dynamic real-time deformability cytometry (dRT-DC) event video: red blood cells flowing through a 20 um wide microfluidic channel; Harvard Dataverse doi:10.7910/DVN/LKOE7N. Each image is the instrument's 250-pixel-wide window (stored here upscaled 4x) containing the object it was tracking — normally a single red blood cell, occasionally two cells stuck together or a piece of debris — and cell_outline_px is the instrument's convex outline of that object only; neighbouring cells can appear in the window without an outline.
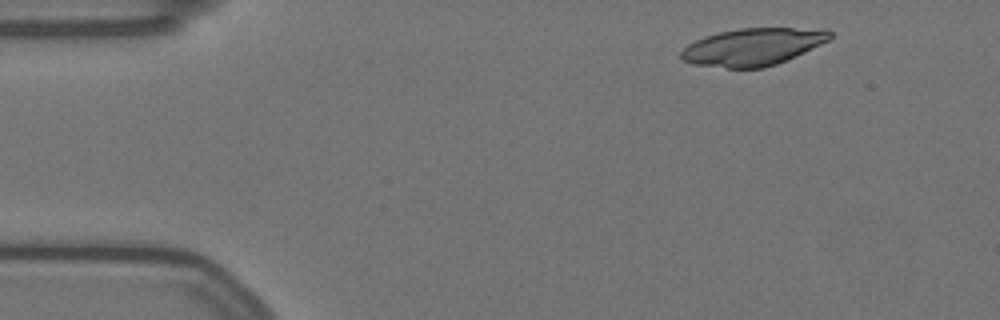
{"species": "Egyptian fruit bat (a non-hibernating species)", "species_latin": "Rousettus aegyptiacus", "temperature_condition": "warm", "stored_images_in_passage": 24, "camera_frame_rate_fps": 3000, "um_per_image_px": 0.085, "animal": {"sex": "female"}, "frame": {"image": 1, "passage_image": 2, "time_ms": 0.333, "image_size_px": [1000, 320], "cell_outline_px": [[832, 40], [776, 64], [764, 68], [728, 68], [692, 64], [684, 60], [680, 56], [680, 52], [688, 44], [704, 36], [720, 32], [740, 28], [828, 28], [832, 32]], "centroid_in_image_um": [64.04, 3.97], "position_along_channel_um": 21.0, "area_um2": 32.54}}